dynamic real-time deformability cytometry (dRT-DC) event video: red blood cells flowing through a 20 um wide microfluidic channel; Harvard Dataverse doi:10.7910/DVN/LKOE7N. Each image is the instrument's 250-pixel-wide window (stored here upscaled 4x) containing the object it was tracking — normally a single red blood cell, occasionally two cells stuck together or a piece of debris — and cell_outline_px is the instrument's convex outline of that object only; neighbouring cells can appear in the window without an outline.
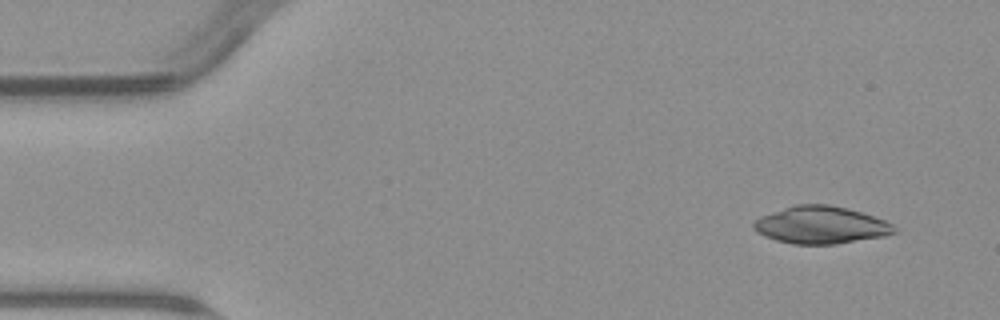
{"species": "common noctule bat (a hibernating species)", "species_latin": "Nyctalus noctula", "temperature_condition": "warm", "stored_images_in_passage": 3, "camera_frame_rate_fps": 3000, "um_per_image_px": 0.085, "animal": {"sex": "male", "body_mass_g": 23.1, "forearm_length_mm": 52.7}, "frame": {"image": 1, "passage_image": 1, "time_ms": 0.0, "image_size_px": [1000, 320], "cell_outline_px": [[900, 232], [884, 236], [836, 244], [792, 244], [776, 240], [764, 236], [756, 232], [752, 228], [752, 224], [760, 216], [796, 204], [828, 204], [848, 208], [884, 220], [892, 224]], "centroid_in_image_um": [69.77, 19.13], "position_along_channel_um": 15.2, "area_um2": 30.69}}